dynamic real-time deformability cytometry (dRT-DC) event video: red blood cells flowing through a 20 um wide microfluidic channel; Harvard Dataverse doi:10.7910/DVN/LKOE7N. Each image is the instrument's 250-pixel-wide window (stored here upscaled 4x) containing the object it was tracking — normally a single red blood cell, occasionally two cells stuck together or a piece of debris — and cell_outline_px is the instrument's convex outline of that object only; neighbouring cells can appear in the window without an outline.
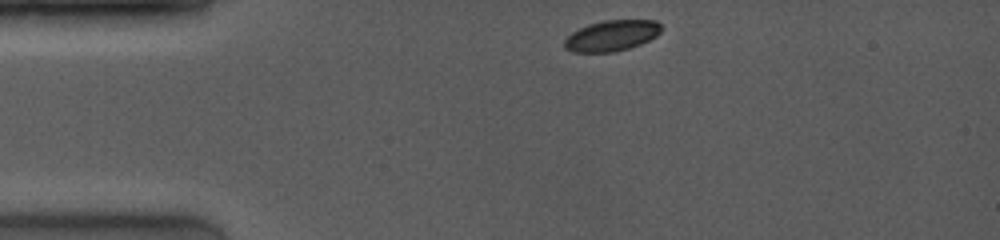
{"species": "common noctule bat (a hibernating species)", "species_latin": "Nyctalus noctula", "temperature_condition": "room temperature", "stored_images_in_passage": 36, "camera_frame_rate_fps": 4000, "um_per_image_px": 0.085, "animal": {"sex": "female", "body_mass_g": 19.0, "forearm_length_mm": 53.3}, "frame": {"image": 1, "passage_image": 1, "time_ms": 0.0, "image_size_px": [1000, 240], "cell_outline_px": [[664, 28], [656, 36], [640, 44], [628, 48], [612, 52], [572, 52], [564, 48], [564, 40], [572, 32], [588, 24], [604, 20], [656, 20]], "centroid_in_image_um": [52.0, 3.02], "position_along_channel_um": 33.0, "area_um2": 17.4}}
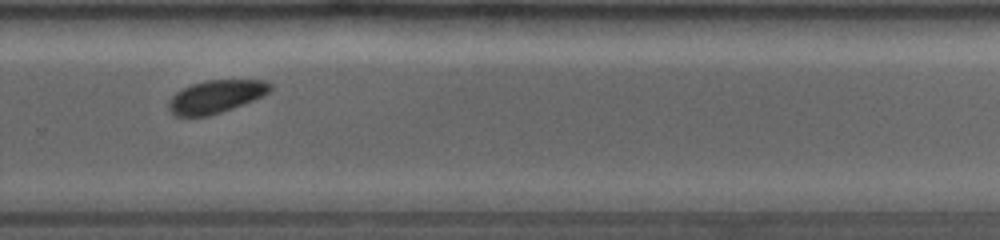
{"frame": {"image": 2, "passage_image": 24, "time_ms": 8.0, "image_size_px": [1000, 240], "cell_outline_px": [[272, 88], [264, 96], [232, 108], [208, 116], [176, 116], [168, 108], [168, 104], [172, 96], [176, 92], [192, 84], [204, 80], [264, 80], [272, 84]], "centroid_in_image_um": [18.37, 8.2], "position_along_channel_um": 311.4, "area_um2": 19.31}}
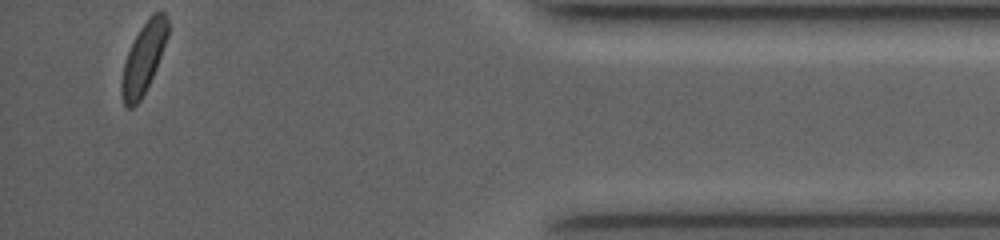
{"frame": {"image": 3, "passage_image": 36, "time_ms": 11.75, "image_size_px": [1000, 240], "cell_outline_px": [[168, 36], [156, 68], [140, 100], [132, 108], [128, 108], [124, 104], [120, 96], [120, 80], [124, 64], [128, 52], [140, 28], [148, 16], [152, 12], [164, 12], [168, 16]], "centroid_in_image_um": [12.19, 4.93], "position_along_channel_um": 423.0, "area_um2": 18.96}, "authors_computed_cell_mechanics": {"area_um2": 19.7965, "velocity_mm_per_s": 4.0549, "shape_relaxation_time_tau1_ms": 5.2238, "shape_relaxation_time_tau2_ms": null, "deformation_change_tau1": 0.1434, "deformation_change_tau2": null}}